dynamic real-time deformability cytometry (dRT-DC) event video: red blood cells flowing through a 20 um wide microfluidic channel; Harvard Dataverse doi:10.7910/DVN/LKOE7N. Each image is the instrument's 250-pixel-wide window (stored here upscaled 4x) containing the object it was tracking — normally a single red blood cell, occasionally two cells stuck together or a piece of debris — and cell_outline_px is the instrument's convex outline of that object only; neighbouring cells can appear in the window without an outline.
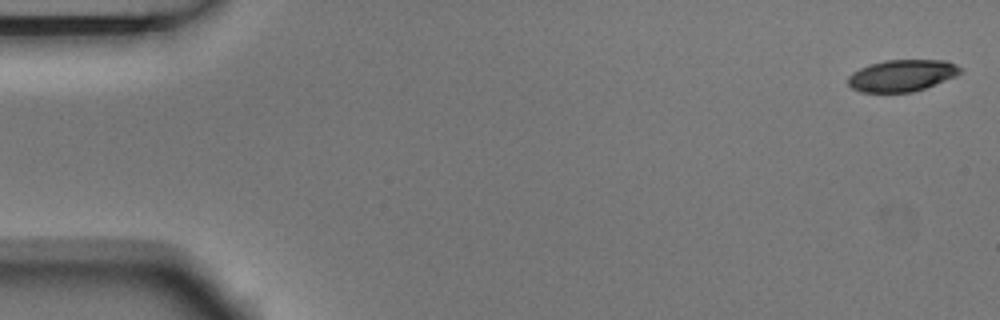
{"species": "Egyptian fruit bat (a non-hibernating species)", "species_latin": "Rousettus aegyptiacus", "temperature_condition": "room temperature", "stored_images_in_passage": 5, "segment_of_instrument_passage": [2, 2], "camera_frame_rate_fps": 3000, "um_per_image_px": 0.085, "animal": {"sex": "male"}, "frame": {"image": 1, "passage_image": 5, "time_ms": 1.333, "image_size_px": [1000, 320], "cell_outline_px": [[964, 68], [956, 76], [924, 88], [912, 92], [860, 92], [852, 88], [848, 84], [848, 76], [852, 72], [868, 64], [884, 60], [948, 60]], "centroid_in_image_um": [76.66, 6.41], "position_along_channel_um": 8.3, "area_um2": 20.87}}